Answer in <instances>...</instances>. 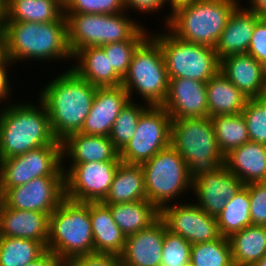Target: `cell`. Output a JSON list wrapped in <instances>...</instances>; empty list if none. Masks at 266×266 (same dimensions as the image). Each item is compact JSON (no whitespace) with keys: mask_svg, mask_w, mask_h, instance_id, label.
Listing matches in <instances>:
<instances>
[{"mask_svg":"<svg viewBox=\"0 0 266 266\" xmlns=\"http://www.w3.org/2000/svg\"><path fill=\"white\" fill-rule=\"evenodd\" d=\"M217 144L225 156L233 149L249 140L245 119L241 113L235 115H219L211 117Z\"/></svg>","mask_w":266,"mask_h":266,"instance_id":"d6a6232c","label":"cell"},{"mask_svg":"<svg viewBox=\"0 0 266 266\" xmlns=\"http://www.w3.org/2000/svg\"><path fill=\"white\" fill-rule=\"evenodd\" d=\"M63 159L71 163L121 161L119 151L109 136L87 135L80 132L71 134L62 141Z\"/></svg>","mask_w":266,"mask_h":266,"instance_id":"7402d4cb","label":"cell"},{"mask_svg":"<svg viewBox=\"0 0 266 266\" xmlns=\"http://www.w3.org/2000/svg\"><path fill=\"white\" fill-rule=\"evenodd\" d=\"M224 166L244 185L266 182V145L248 141L224 156Z\"/></svg>","mask_w":266,"mask_h":266,"instance_id":"cb8c5ba5","label":"cell"},{"mask_svg":"<svg viewBox=\"0 0 266 266\" xmlns=\"http://www.w3.org/2000/svg\"><path fill=\"white\" fill-rule=\"evenodd\" d=\"M253 266H266V255L263 256L256 264Z\"/></svg>","mask_w":266,"mask_h":266,"instance_id":"816d5d0a","label":"cell"},{"mask_svg":"<svg viewBox=\"0 0 266 266\" xmlns=\"http://www.w3.org/2000/svg\"><path fill=\"white\" fill-rule=\"evenodd\" d=\"M66 263L54 252L46 250L39 258L24 266H65Z\"/></svg>","mask_w":266,"mask_h":266,"instance_id":"bcb514c9","label":"cell"},{"mask_svg":"<svg viewBox=\"0 0 266 266\" xmlns=\"http://www.w3.org/2000/svg\"><path fill=\"white\" fill-rule=\"evenodd\" d=\"M129 101L130 97L122 85L97 87L91 110L80 133L109 136L114 121Z\"/></svg>","mask_w":266,"mask_h":266,"instance_id":"ac0fdd59","label":"cell"},{"mask_svg":"<svg viewBox=\"0 0 266 266\" xmlns=\"http://www.w3.org/2000/svg\"><path fill=\"white\" fill-rule=\"evenodd\" d=\"M121 85L131 101L133 92H137L148 106H162L165 102L169 78L162 50L150 35L134 51Z\"/></svg>","mask_w":266,"mask_h":266,"instance_id":"52a82bcc","label":"cell"},{"mask_svg":"<svg viewBox=\"0 0 266 266\" xmlns=\"http://www.w3.org/2000/svg\"><path fill=\"white\" fill-rule=\"evenodd\" d=\"M170 145L187 163L192 181L224 165L210 117L172 120Z\"/></svg>","mask_w":266,"mask_h":266,"instance_id":"8992f818","label":"cell"},{"mask_svg":"<svg viewBox=\"0 0 266 266\" xmlns=\"http://www.w3.org/2000/svg\"><path fill=\"white\" fill-rule=\"evenodd\" d=\"M219 72L249 99L266 96L262 63L253 56L242 53L224 57Z\"/></svg>","mask_w":266,"mask_h":266,"instance_id":"ffe728a7","label":"cell"},{"mask_svg":"<svg viewBox=\"0 0 266 266\" xmlns=\"http://www.w3.org/2000/svg\"><path fill=\"white\" fill-rule=\"evenodd\" d=\"M243 182L224 165L203 174L192 183L197 204L207 214L218 216L225 204L243 186Z\"/></svg>","mask_w":266,"mask_h":266,"instance_id":"2e32d148","label":"cell"},{"mask_svg":"<svg viewBox=\"0 0 266 266\" xmlns=\"http://www.w3.org/2000/svg\"><path fill=\"white\" fill-rule=\"evenodd\" d=\"M14 64L8 57L0 64V102L8 100L12 87L9 84L8 66ZM11 87V88H10Z\"/></svg>","mask_w":266,"mask_h":266,"instance_id":"f6af8a7d","label":"cell"},{"mask_svg":"<svg viewBox=\"0 0 266 266\" xmlns=\"http://www.w3.org/2000/svg\"><path fill=\"white\" fill-rule=\"evenodd\" d=\"M141 167L147 200L159 210L173 200L175 202L177 196L179 198L189 190L192 192L193 181L187 163L171 145L160 150Z\"/></svg>","mask_w":266,"mask_h":266,"instance_id":"9c48e42d","label":"cell"},{"mask_svg":"<svg viewBox=\"0 0 266 266\" xmlns=\"http://www.w3.org/2000/svg\"><path fill=\"white\" fill-rule=\"evenodd\" d=\"M260 18V15L239 5L231 14L215 47L218 59L247 53L254 28Z\"/></svg>","mask_w":266,"mask_h":266,"instance_id":"603a6c76","label":"cell"},{"mask_svg":"<svg viewBox=\"0 0 266 266\" xmlns=\"http://www.w3.org/2000/svg\"><path fill=\"white\" fill-rule=\"evenodd\" d=\"M183 266H194V264L191 261H188Z\"/></svg>","mask_w":266,"mask_h":266,"instance_id":"9f6ffc18","label":"cell"},{"mask_svg":"<svg viewBox=\"0 0 266 266\" xmlns=\"http://www.w3.org/2000/svg\"><path fill=\"white\" fill-rule=\"evenodd\" d=\"M176 204V205H175ZM168 204L160 209L166 228L191 244L213 241L221 237L217 217L207 214L197 204Z\"/></svg>","mask_w":266,"mask_h":266,"instance_id":"5bb4252c","label":"cell"},{"mask_svg":"<svg viewBox=\"0 0 266 266\" xmlns=\"http://www.w3.org/2000/svg\"><path fill=\"white\" fill-rule=\"evenodd\" d=\"M139 200H147L143 169L141 165L120 162L102 203H130Z\"/></svg>","mask_w":266,"mask_h":266,"instance_id":"83f0119b","label":"cell"},{"mask_svg":"<svg viewBox=\"0 0 266 266\" xmlns=\"http://www.w3.org/2000/svg\"><path fill=\"white\" fill-rule=\"evenodd\" d=\"M47 250L66 264L72 259L95 253L89 202L64 198L49 216Z\"/></svg>","mask_w":266,"mask_h":266,"instance_id":"5b68a950","label":"cell"},{"mask_svg":"<svg viewBox=\"0 0 266 266\" xmlns=\"http://www.w3.org/2000/svg\"><path fill=\"white\" fill-rule=\"evenodd\" d=\"M192 244L165 226L160 266H183L190 261Z\"/></svg>","mask_w":266,"mask_h":266,"instance_id":"f35d334b","label":"cell"},{"mask_svg":"<svg viewBox=\"0 0 266 266\" xmlns=\"http://www.w3.org/2000/svg\"><path fill=\"white\" fill-rule=\"evenodd\" d=\"M7 58L6 43L0 42V64Z\"/></svg>","mask_w":266,"mask_h":266,"instance_id":"f907efd6","label":"cell"},{"mask_svg":"<svg viewBox=\"0 0 266 266\" xmlns=\"http://www.w3.org/2000/svg\"><path fill=\"white\" fill-rule=\"evenodd\" d=\"M6 32V5L4 0H0V42H5Z\"/></svg>","mask_w":266,"mask_h":266,"instance_id":"7dc6e473","label":"cell"},{"mask_svg":"<svg viewBox=\"0 0 266 266\" xmlns=\"http://www.w3.org/2000/svg\"><path fill=\"white\" fill-rule=\"evenodd\" d=\"M165 223L159 218L149 228L129 235L119 255L123 266H160Z\"/></svg>","mask_w":266,"mask_h":266,"instance_id":"d6986e66","label":"cell"},{"mask_svg":"<svg viewBox=\"0 0 266 266\" xmlns=\"http://www.w3.org/2000/svg\"><path fill=\"white\" fill-rule=\"evenodd\" d=\"M139 103L130 100L114 121L109 138L119 152L134 136L141 114L149 107Z\"/></svg>","mask_w":266,"mask_h":266,"instance_id":"d590c367","label":"cell"},{"mask_svg":"<svg viewBox=\"0 0 266 266\" xmlns=\"http://www.w3.org/2000/svg\"><path fill=\"white\" fill-rule=\"evenodd\" d=\"M241 114L247 125L249 140L266 145V96L248 99Z\"/></svg>","mask_w":266,"mask_h":266,"instance_id":"74e56055","label":"cell"},{"mask_svg":"<svg viewBox=\"0 0 266 266\" xmlns=\"http://www.w3.org/2000/svg\"><path fill=\"white\" fill-rule=\"evenodd\" d=\"M5 43L7 57L14 64L33 58L73 60L68 45L67 20L45 23L6 21Z\"/></svg>","mask_w":266,"mask_h":266,"instance_id":"3957f363","label":"cell"},{"mask_svg":"<svg viewBox=\"0 0 266 266\" xmlns=\"http://www.w3.org/2000/svg\"><path fill=\"white\" fill-rule=\"evenodd\" d=\"M261 17H262V18L264 19V21L266 22V13H264Z\"/></svg>","mask_w":266,"mask_h":266,"instance_id":"6f0895ef","label":"cell"},{"mask_svg":"<svg viewBox=\"0 0 266 266\" xmlns=\"http://www.w3.org/2000/svg\"><path fill=\"white\" fill-rule=\"evenodd\" d=\"M49 214L18 210L3 205L0 217V236L31 239L47 247Z\"/></svg>","mask_w":266,"mask_h":266,"instance_id":"44dd1931","label":"cell"},{"mask_svg":"<svg viewBox=\"0 0 266 266\" xmlns=\"http://www.w3.org/2000/svg\"><path fill=\"white\" fill-rule=\"evenodd\" d=\"M150 33L159 44L169 79L187 78L207 83L220 70L215 48L178 39L167 28Z\"/></svg>","mask_w":266,"mask_h":266,"instance_id":"ba28073f","label":"cell"},{"mask_svg":"<svg viewBox=\"0 0 266 266\" xmlns=\"http://www.w3.org/2000/svg\"><path fill=\"white\" fill-rule=\"evenodd\" d=\"M56 1H58L63 7H65L70 2V0H56Z\"/></svg>","mask_w":266,"mask_h":266,"instance_id":"11a10c76","label":"cell"},{"mask_svg":"<svg viewBox=\"0 0 266 266\" xmlns=\"http://www.w3.org/2000/svg\"><path fill=\"white\" fill-rule=\"evenodd\" d=\"M206 95L210 118L242 113L249 99L220 72L206 83Z\"/></svg>","mask_w":266,"mask_h":266,"instance_id":"4316f807","label":"cell"},{"mask_svg":"<svg viewBox=\"0 0 266 266\" xmlns=\"http://www.w3.org/2000/svg\"><path fill=\"white\" fill-rule=\"evenodd\" d=\"M238 0H198L172 12L168 30L178 39L215 48Z\"/></svg>","mask_w":266,"mask_h":266,"instance_id":"277c9868","label":"cell"},{"mask_svg":"<svg viewBox=\"0 0 266 266\" xmlns=\"http://www.w3.org/2000/svg\"><path fill=\"white\" fill-rule=\"evenodd\" d=\"M247 54L260 63L266 60V22L262 17L256 23Z\"/></svg>","mask_w":266,"mask_h":266,"instance_id":"b9f144b4","label":"cell"},{"mask_svg":"<svg viewBox=\"0 0 266 266\" xmlns=\"http://www.w3.org/2000/svg\"><path fill=\"white\" fill-rule=\"evenodd\" d=\"M126 11L118 14H65L72 55L88 46L130 40L142 27Z\"/></svg>","mask_w":266,"mask_h":266,"instance_id":"30bf717a","label":"cell"},{"mask_svg":"<svg viewBox=\"0 0 266 266\" xmlns=\"http://www.w3.org/2000/svg\"><path fill=\"white\" fill-rule=\"evenodd\" d=\"M6 21L45 23L66 20L64 7L56 0H4Z\"/></svg>","mask_w":266,"mask_h":266,"instance_id":"f546056e","label":"cell"},{"mask_svg":"<svg viewBox=\"0 0 266 266\" xmlns=\"http://www.w3.org/2000/svg\"><path fill=\"white\" fill-rule=\"evenodd\" d=\"M4 203L14 209L38 211L51 215L65 198L64 177H39L7 189Z\"/></svg>","mask_w":266,"mask_h":266,"instance_id":"9a60e30c","label":"cell"},{"mask_svg":"<svg viewBox=\"0 0 266 266\" xmlns=\"http://www.w3.org/2000/svg\"><path fill=\"white\" fill-rule=\"evenodd\" d=\"M162 107L172 120L208 117L206 83L187 78L169 79Z\"/></svg>","mask_w":266,"mask_h":266,"instance_id":"e0dca14e","label":"cell"},{"mask_svg":"<svg viewBox=\"0 0 266 266\" xmlns=\"http://www.w3.org/2000/svg\"><path fill=\"white\" fill-rule=\"evenodd\" d=\"M190 261L194 266H234L229 238L192 244Z\"/></svg>","mask_w":266,"mask_h":266,"instance_id":"e575fe53","label":"cell"},{"mask_svg":"<svg viewBox=\"0 0 266 266\" xmlns=\"http://www.w3.org/2000/svg\"><path fill=\"white\" fill-rule=\"evenodd\" d=\"M68 266H123L119 255L94 253L72 259Z\"/></svg>","mask_w":266,"mask_h":266,"instance_id":"7bdbcfd3","label":"cell"},{"mask_svg":"<svg viewBox=\"0 0 266 266\" xmlns=\"http://www.w3.org/2000/svg\"><path fill=\"white\" fill-rule=\"evenodd\" d=\"M105 205L125 237L149 228L160 218V210L148 200Z\"/></svg>","mask_w":266,"mask_h":266,"instance_id":"f1b7e54d","label":"cell"},{"mask_svg":"<svg viewBox=\"0 0 266 266\" xmlns=\"http://www.w3.org/2000/svg\"><path fill=\"white\" fill-rule=\"evenodd\" d=\"M143 26L130 40L109 43L101 46L109 57L110 68L123 79L127 74L134 51L150 35Z\"/></svg>","mask_w":266,"mask_h":266,"instance_id":"8d00e7d4","label":"cell"},{"mask_svg":"<svg viewBox=\"0 0 266 266\" xmlns=\"http://www.w3.org/2000/svg\"><path fill=\"white\" fill-rule=\"evenodd\" d=\"M171 116L162 106H149L140 116L134 136L119 152L121 162L141 165L170 145Z\"/></svg>","mask_w":266,"mask_h":266,"instance_id":"7c38bea8","label":"cell"},{"mask_svg":"<svg viewBox=\"0 0 266 266\" xmlns=\"http://www.w3.org/2000/svg\"><path fill=\"white\" fill-rule=\"evenodd\" d=\"M46 250L39 241L0 236V266H24Z\"/></svg>","mask_w":266,"mask_h":266,"instance_id":"836d02e7","label":"cell"},{"mask_svg":"<svg viewBox=\"0 0 266 266\" xmlns=\"http://www.w3.org/2000/svg\"><path fill=\"white\" fill-rule=\"evenodd\" d=\"M124 11V0H70L64 7V14H118Z\"/></svg>","mask_w":266,"mask_h":266,"instance_id":"ab89813d","label":"cell"},{"mask_svg":"<svg viewBox=\"0 0 266 266\" xmlns=\"http://www.w3.org/2000/svg\"><path fill=\"white\" fill-rule=\"evenodd\" d=\"M89 216L95 253L120 255L126 237L114 222L110 208L102 202H89Z\"/></svg>","mask_w":266,"mask_h":266,"instance_id":"484cf974","label":"cell"},{"mask_svg":"<svg viewBox=\"0 0 266 266\" xmlns=\"http://www.w3.org/2000/svg\"><path fill=\"white\" fill-rule=\"evenodd\" d=\"M234 266H253L266 255V226L251 225L229 237Z\"/></svg>","mask_w":266,"mask_h":266,"instance_id":"4dcf8cb0","label":"cell"},{"mask_svg":"<svg viewBox=\"0 0 266 266\" xmlns=\"http://www.w3.org/2000/svg\"><path fill=\"white\" fill-rule=\"evenodd\" d=\"M262 70H263L264 80L266 82V60L262 62Z\"/></svg>","mask_w":266,"mask_h":266,"instance_id":"db71d44e","label":"cell"},{"mask_svg":"<svg viewBox=\"0 0 266 266\" xmlns=\"http://www.w3.org/2000/svg\"><path fill=\"white\" fill-rule=\"evenodd\" d=\"M96 89L71 68L40 88L39 99L47 108L52 132L58 141L81 131Z\"/></svg>","mask_w":266,"mask_h":266,"instance_id":"6da1fadb","label":"cell"},{"mask_svg":"<svg viewBox=\"0 0 266 266\" xmlns=\"http://www.w3.org/2000/svg\"><path fill=\"white\" fill-rule=\"evenodd\" d=\"M62 145H45L12 158L0 160V192L39 177H64Z\"/></svg>","mask_w":266,"mask_h":266,"instance_id":"8fae6325","label":"cell"},{"mask_svg":"<svg viewBox=\"0 0 266 266\" xmlns=\"http://www.w3.org/2000/svg\"><path fill=\"white\" fill-rule=\"evenodd\" d=\"M195 1H198V0H167L168 2V5L171 6V13L169 16L166 17V20L164 21L166 24L164 26H167L168 23H169V20L171 19V16H172V12H174L177 8L181 7V6H185V5H188V4H191Z\"/></svg>","mask_w":266,"mask_h":266,"instance_id":"681fc988","label":"cell"},{"mask_svg":"<svg viewBox=\"0 0 266 266\" xmlns=\"http://www.w3.org/2000/svg\"><path fill=\"white\" fill-rule=\"evenodd\" d=\"M217 224L220 235L225 238L252 225L249 191L245 185L227 201L217 216Z\"/></svg>","mask_w":266,"mask_h":266,"instance_id":"1f68e13d","label":"cell"},{"mask_svg":"<svg viewBox=\"0 0 266 266\" xmlns=\"http://www.w3.org/2000/svg\"><path fill=\"white\" fill-rule=\"evenodd\" d=\"M73 60L79 62L70 68L95 87H116L122 84V78L110 68L109 57L101 46L82 48L73 55Z\"/></svg>","mask_w":266,"mask_h":266,"instance_id":"d4e9b609","label":"cell"},{"mask_svg":"<svg viewBox=\"0 0 266 266\" xmlns=\"http://www.w3.org/2000/svg\"><path fill=\"white\" fill-rule=\"evenodd\" d=\"M8 103L0 110V160L23 155L45 145H62L51 128L45 104ZM13 103V104H12ZM35 105V106H34Z\"/></svg>","mask_w":266,"mask_h":266,"instance_id":"7a4b0ae2","label":"cell"},{"mask_svg":"<svg viewBox=\"0 0 266 266\" xmlns=\"http://www.w3.org/2000/svg\"><path fill=\"white\" fill-rule=\"evenodd\" d=\"M3 205H4V196L0 192V217H1V211H2Z\"/></svg>","mask_w":266,"mask_h":266,"instance_id":"f5cc1de1","label":"cell"},{"mask_svg":"<svg viewBox=\"0 0 266 266\" xmlns=\"http://www.w3.org/2000/svg\"><path fill=\"white\" fill-rule=\"evenodd\" d=\"M166 3H168L167 0H124V7L127 12L133 8L148 14V12L157 13Z\"/></svg>","mask_w":266,"mask_h":266,"instance_id":"ee69618b","label":"cell"},{"mask_svg":"<svg viewBox=\"0 0 266 266\" xmlns=\"http://www.w3.org/2000/svg\"><path fill=\"white\" fill-rule=\"evenodd\" d=\"M120 162L70 163L69 169L64 163L65 197L77 202H102Z\"/></svg>","mask_w":266,"mask_h":266,"instance_id":"4fadbf2b","label":"cell"},{"mask_svg":"<svg viewBox=\"0 0 266 266\" xmlns=\"http://www.w3.org/2000/svg\"><path fill=\"white\" fill-rule=\"evenodd\" d=\"M249 191L252 225L266 226V182L245 185Z\"/></svg>","mask_w":266,"mask_h":266,"instance_id":"60d3db41","label":"cell"},{"mask_svg":"<svg viewBox=\"0 0 266 266\" xmlns=\"http://www.w3.org/2000/svg\"><path fill=\"white\" fill-rule=\"evenodd\" d=\"M247 9L262 16L266 13V0H249V6Z\"/></svg>","mask_w":266,"mask_h":266,"instance_id":"c3c4849f","label":"cell"}]
</instances>
